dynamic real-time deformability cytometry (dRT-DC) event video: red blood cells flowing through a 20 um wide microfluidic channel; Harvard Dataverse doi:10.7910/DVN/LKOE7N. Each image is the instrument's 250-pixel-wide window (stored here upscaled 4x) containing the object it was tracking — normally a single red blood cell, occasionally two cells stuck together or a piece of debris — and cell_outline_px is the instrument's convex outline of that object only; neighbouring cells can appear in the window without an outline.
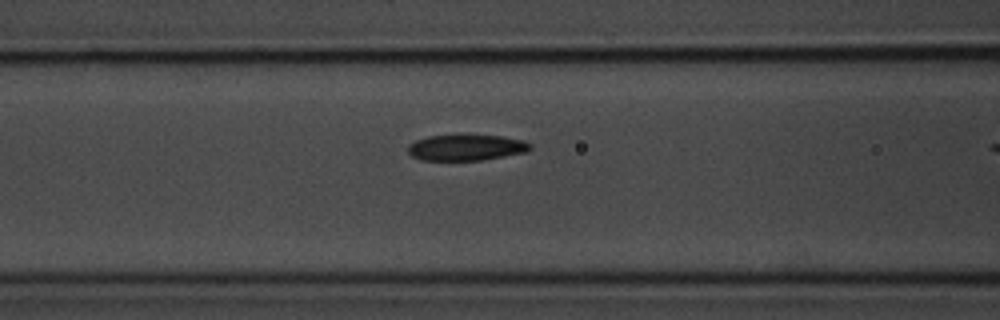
{"species": "common noctule bat (a hibernating species)", "species_latin": "Nyctalus noctula", "temperature_condition": "room temperature", "stored_images_in_passage": 17, "camera_frame_rate_fps": 3000, "um_per_image_px": 0.085, "animal": {"sex": "male", "body_mass_g": 20.1, "forearm_length_mm": 53.5}, "frame": {"image": 1, "passage_image": 15, "time_ms": 4.667, "image_size_px": [1000, 320], "cell_outline_px": [[532, 148], [528, 152], [480, 160], [420, 160], [412, 156], [408, 152], [408, 144], [416, 140], [428, 136], [500, 136], [524, 140], [532, 144]], "centroid_in_image_um": [39.64, 12.55], "position_along_channel_um": 127.0, "area_um2": 18.32}}